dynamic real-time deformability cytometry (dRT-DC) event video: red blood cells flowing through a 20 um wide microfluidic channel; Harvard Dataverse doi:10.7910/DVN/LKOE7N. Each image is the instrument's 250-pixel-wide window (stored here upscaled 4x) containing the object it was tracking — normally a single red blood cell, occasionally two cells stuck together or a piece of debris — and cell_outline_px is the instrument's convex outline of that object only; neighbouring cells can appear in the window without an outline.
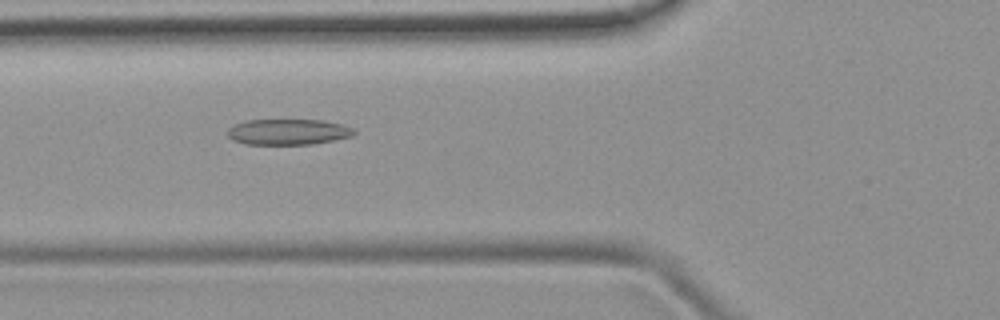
{"species": "common noctule bat (a hibernating species)", "species_latin": "Nyctalus noctula", "temperature_condition": "room temperature", "stored_images_in_passage": 34, "camera_frame_rate_fps": 3000, "um_per_image_px": 0.085, "animal": {"sex": "female", "body_mass_g": 19.9}, "frame": {"image": 1, "passage_image": 3, "time_ms": 0.667, "image_size_px": [1000, 320], "cell_outline_px": [[356, 132], [352, 136], [312, 144], [244, 144], [232, 140], [228, 136], [228, 128], [232, 124], [248, 120], [324, 120], [340, 124], [352, 128]], "centroid_in_image_um": [24.44, 11.21], "position_along_channel_um": 101.4, "area_um2": 18.96}}
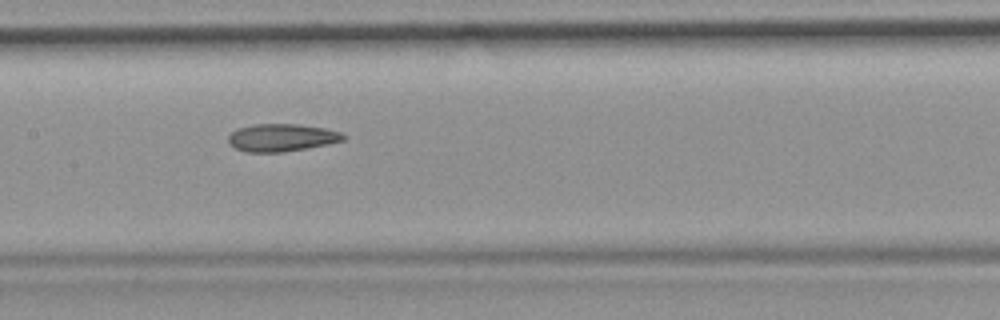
{"frame": {"image": 2, "passage_image": 9, "time_ms": 2.667, "image_size_px": [1000, 320], "cell_outline_px": [[348, 136], [344, 140], [328, 144], [284, 152], [248, 152], [236, 148], [228, 144], [228, 136], [236, 128], [252, 124], [296, 124], [324, 128], [340, 132]], "centroid_in_image_um": [23.92, 11.69], "position_along_channel_um": 183.5, "area_um2": 18.55}}
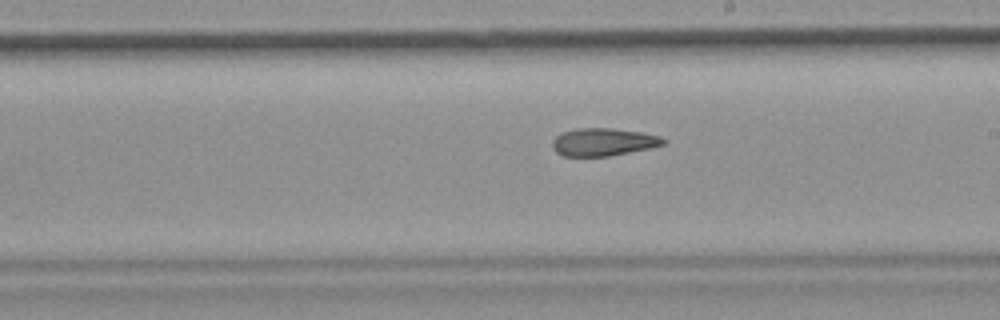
{"frame": {"image": 3, "passage_image": 13, "time_ms": 4.0, "image_size_px": [1000, 320], "cell_outline_px": [[668, 140], [664, 144], [648, 148], [608, 156], [564, 156], [556, 152], [552, 148], [552, 140], [560, 132], [576, 128], [612, 128], [640, 132], [660, 136]], "centroid_in_image_um": [51.24, 12.06], "position_along_channel_um": 237.8, "area_um2": 17.92}}